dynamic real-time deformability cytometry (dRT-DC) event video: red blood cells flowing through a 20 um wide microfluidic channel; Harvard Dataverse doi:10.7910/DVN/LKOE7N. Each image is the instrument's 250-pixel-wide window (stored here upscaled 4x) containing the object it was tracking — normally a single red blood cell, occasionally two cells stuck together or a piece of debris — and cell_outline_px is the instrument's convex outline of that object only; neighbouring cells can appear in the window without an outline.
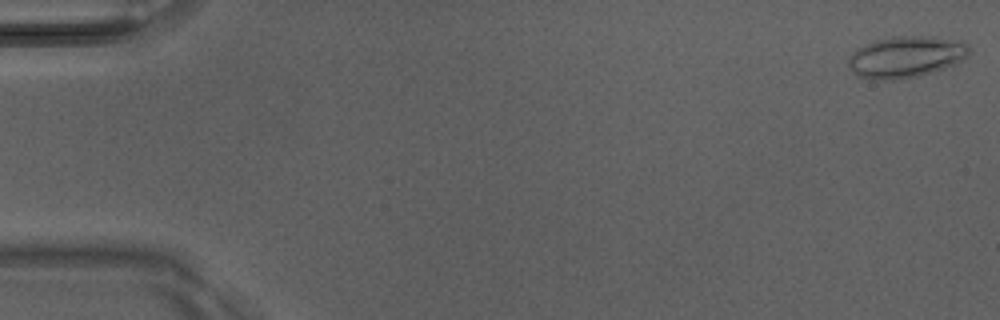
{"species": "Egyptian fruit bat (a non-hibernating species)", "species_latin": "Rousettus aegyptiacus", "temperature_condition": "room temperature", "stored_images_in_passage": 5, "camera_frame_rate_fps": 3000, "um_per_image_px": 0.085, "animal": {"sex": "male"}, "frame": {"image": 1, "passage_image": 1, "time_ms": 0.0, "image_size_px": [1000, 320], "cell_outline_px": [[968, 56], [944, 68], [932, 72], [916, 76], [892, 80], [876, 80], [856, 76], [852, 72], [848, 64], [848, 56], [852, 52], [876, 40], [892, 36], [928, 36], [964, 40], [968, 44]], "centroid_in_image_um": [76.99, 4.83], "position_along_channel_um": 8.0, "area_um2": 29.13}}